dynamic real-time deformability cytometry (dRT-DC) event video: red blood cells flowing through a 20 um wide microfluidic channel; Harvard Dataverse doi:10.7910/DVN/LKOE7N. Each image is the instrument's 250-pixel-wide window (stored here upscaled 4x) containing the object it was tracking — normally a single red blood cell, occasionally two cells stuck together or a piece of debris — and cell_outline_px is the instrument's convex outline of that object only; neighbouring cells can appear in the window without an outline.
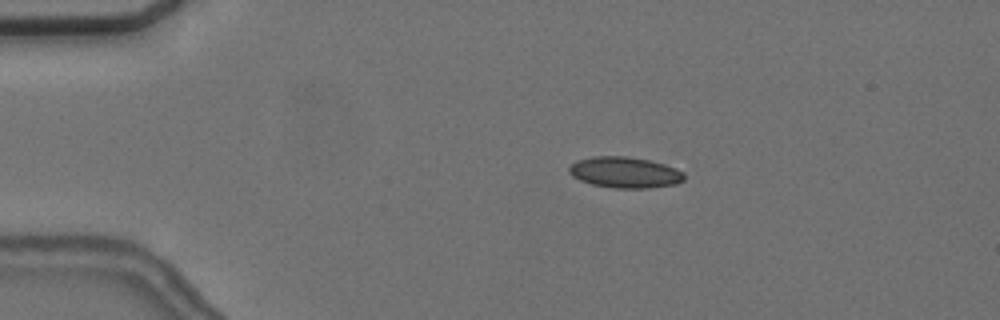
{"species": "common noctule bat (a hibernating species)", "species_latin": "Nyctalus noctula", "temperature_condition": "cold", "stored_images_in_passage": 48, "camera_frame_rate_fps": 3000, "um_per_image_px": 0.085, "animal": {"sex": "female", "body_mass_g": 24.6, "forearm_length_mm": 56.2}, "frame": {"image": 1, "passage_image": 3, "time_ms": 0.667, "image_size_px": [1000, 320], "cell_outline_px": [[684, 180], [676, 184], [648, 188], [612, 188], [592, 184], [580, 180], [572, 176], [568, 172], [568, 168], [576, 160], [592, 156], [628, 156], [648, 160], [664, 164], [676, 168], [684, 172]], "centroid_in_image_um": [53.1, 14.65], "position_along_channel_um": 31.9, "area_um2": 20.92}}
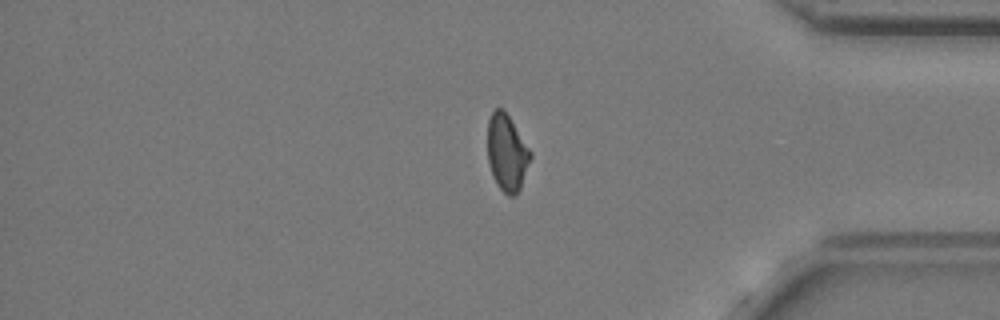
{"frame": {"image": 2, "passage_image": 39, "time_ms": 12.667, "image_size_px": [1000, 320], "cell_outline_px": [[532, 156], [520, 188], [516, 196], [508, 196], [496, 184], [492, 176], [488, 164], [488, 120], [492, 112], [496, 108], [504, 108], [532, 152]], "centroid_in_image_um": [43.09, 12.98], "position_along_channel_um": 392.1, "area_um2": 19.31}}
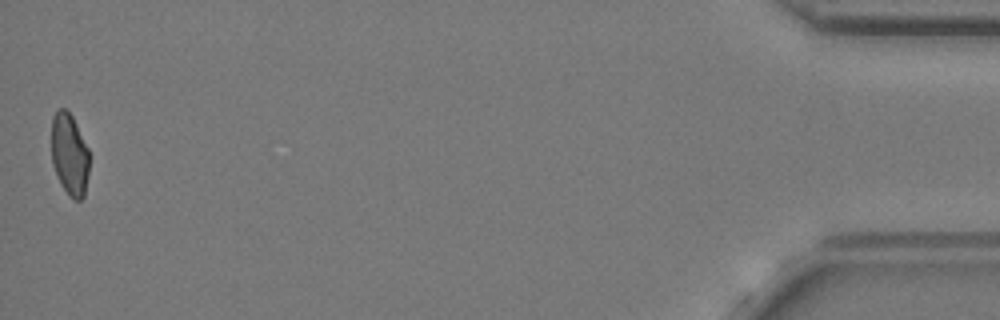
{"frame": {"image": 3, "passage_image": 48, "time_ms": 15.667, "image_size_px": [1000, 320], "cell_outline_px": [[88, 176], [84, 196], [80, 200], [76, 200], [68, 196], [60, 184], [56, 176], [52, 164], [52, 116], [60, 108], [64, 108], [72, 116], [88, 148]], "centroid_in_image_um": [5.9, 13.16], "position_along_channel_um": 429.3, "area_um2": 18.09}, "authors_computed_cell_mechanics": {"area_um2": 19.941, "velocity_mm_per_s": 3.6341, "shape_relaxation_time_tau1_ms": null, "shape_relaxation_time_tau2_ms": 2.1178, "deformation_change_tau1": null, "deformation_change_tau2": 0.087}}